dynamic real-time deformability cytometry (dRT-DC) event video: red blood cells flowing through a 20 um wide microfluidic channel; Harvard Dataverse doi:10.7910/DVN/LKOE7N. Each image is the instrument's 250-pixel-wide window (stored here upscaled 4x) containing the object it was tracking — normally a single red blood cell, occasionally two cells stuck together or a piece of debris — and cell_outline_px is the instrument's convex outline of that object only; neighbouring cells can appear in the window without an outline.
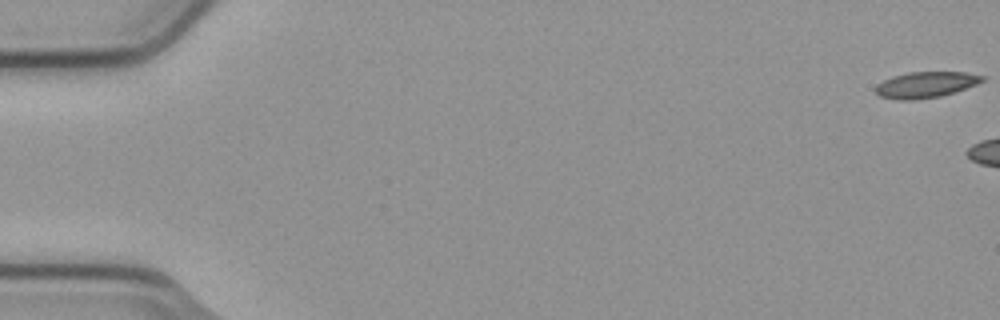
{"species": "common noctule bat (a hibernating species)", "species_latin": "Nyctalus noctula", "temperature_condition": "cold", "stored_images_in_passage": 3, "camera_frame_rate_fps": 3000, "um_per_image_px": 0.085, "animal": {"sex": "male", "body_mass_g": 23.1, "forearm_length_mm": 52.7}, "frame": {"image": 1, "passage_image": 1, "time_ms": 0.0, "image_size_px": [1000, 320], "cell_outline_px": [[984, 80], [976, 84], [940, 96], [916, 100], [896, 100], [880, 96], [876, 92], [876, 84], [892, 76], [908, 72], [964, 72], [984, 76]], "centroid_in_image_um": [78.64, 7.2], "position_along_channel_um": 6.4, "area_um2": 16.01}}